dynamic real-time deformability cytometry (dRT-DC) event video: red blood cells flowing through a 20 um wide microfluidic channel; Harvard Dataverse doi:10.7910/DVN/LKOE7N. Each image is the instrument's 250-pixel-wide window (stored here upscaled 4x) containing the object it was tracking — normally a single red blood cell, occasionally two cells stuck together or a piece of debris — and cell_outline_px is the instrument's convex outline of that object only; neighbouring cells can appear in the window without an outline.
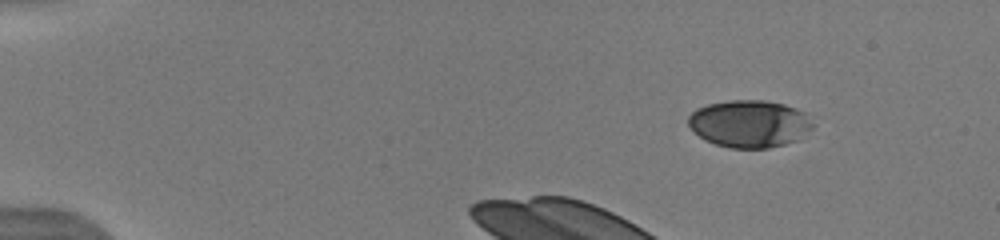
{"species": "human", "species_latin": "Homo sapiens", "temperature_condition": "warm", "stored_images_in_passage": 22, "camera_frame_rate_fps": 3000, "um_per_image_px": 0.085, "donor": {"sex": "male"}, "frame": {"image": 1, "passage_image": 1, "time_ms": 0.0, "image_size_px": [1000, 240], "cell_outline_px": [[812, 128], [796, 140], [784, 144], [768, 148], [728, 148], [704, 140], [688, 124], [688, 116], [696, 108], [708, 104], [728, 100], [764, 100], [784, 104], [796, 108], [804, 112], [812, 124]], "centroid_in_image_um": [63.67, 10.51], "position_along_channel_um": 21.3, "area_um2": 34.16}}